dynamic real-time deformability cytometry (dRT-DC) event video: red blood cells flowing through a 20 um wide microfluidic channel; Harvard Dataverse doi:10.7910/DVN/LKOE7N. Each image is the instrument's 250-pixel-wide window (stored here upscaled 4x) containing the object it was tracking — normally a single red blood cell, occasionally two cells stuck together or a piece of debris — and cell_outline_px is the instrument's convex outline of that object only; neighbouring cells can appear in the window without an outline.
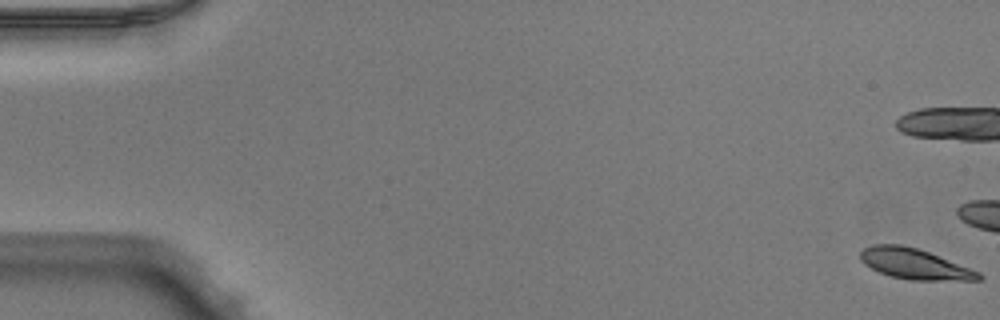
{"species": "Egyptian fruit bat (a non-hibernating species)", "species_latin": "Rousettus aegyptiacus", "temperature_condition": "warm", "stored_images_in_passage": 15, "camera_frame_rate_fps": 3000, "um_per_image_px": 0.085, "animal": {"sex": "male"}, "frame": {"image": 1, "passage_image": 1, "time_ms": 0.0, "image_size_px": [1000, 320], "cell_outline_px": [[984, 276], [980, 280], [912, 280], [892, 276], [880, 272], [864, 264], [860, 260], [860, 252], [864, 248], [872, 244], [900, 244], [916, 248], [928, 252], [980, 272]], "centroid_in_image_um": [77.73, 22.43], "position_along_channel_um": 7.3, "area_um2": 20.81}}